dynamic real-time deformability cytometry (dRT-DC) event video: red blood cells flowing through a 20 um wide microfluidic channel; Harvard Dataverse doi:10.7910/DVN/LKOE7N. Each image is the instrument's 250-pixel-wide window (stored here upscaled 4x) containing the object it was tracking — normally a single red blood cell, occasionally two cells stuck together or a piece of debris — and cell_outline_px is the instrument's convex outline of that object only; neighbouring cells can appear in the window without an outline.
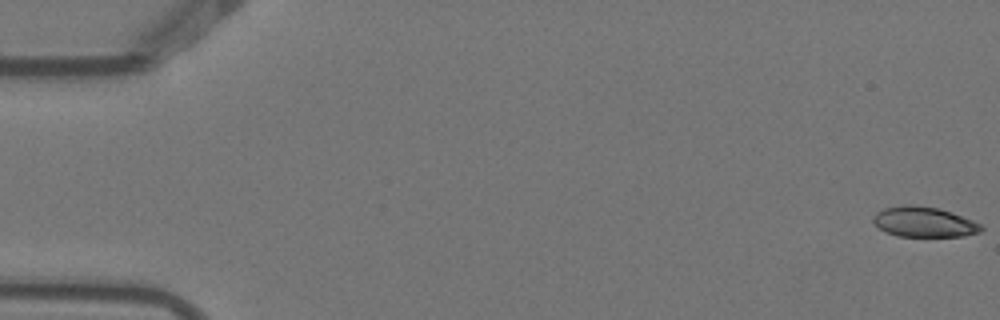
{"species": "Egyptian fruit bat (a non-hibernating species)", "species_latin": "Rousettus aegyptiacus", "temperature_condition": "warm", "stored_images_in_passage": 5, "camera_frame_rate_fps": 3000, "um_per_image_px": 0.085, "animal": {"sex": "female"}, "frame": {"image": 1, "passage_image": 1, "time_ms": 0.0, "image_size_px": [1000, 320], "cell_outline_px": [[984, 228], [980, 232], [964, 236], [896, 236], [880, 228], [872, 220], [872, 216], [876, 212], [884, 208], [904, 204], [912, 204], [940, 208], [952, 212], [972, 220], [980, 224]], "centroid_in_image_um": [78.54, 18.85], "position_along_channel_um": 6.5, "area_um2": 19.07}}
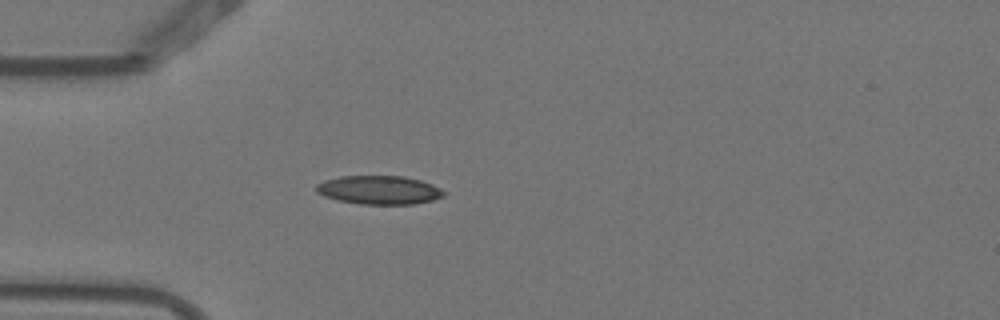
{"frame": {"image": 2, "passage_image": 5, "time_ms": 1.333, "image_size_px": [1000, 320], "cell_outline_px": [[448, 192], [444, 196], [432, 200], [416, 204], [360, 204], [336, 200], [324, 196], [316, 192], [316, 184], [324, 180], [340, 176], [404, 176], [420, 180], [432, 184]], "centroid_in_image_um": [32.23, 16.15], "position_along_channel_um": 52.8, "area_um2": 21.5}}